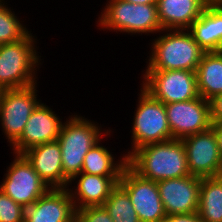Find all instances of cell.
I'll return each instance as SVG.
<instances>
[{"label":"cell","mask_w":222,"mask_h":222,"mask_svg":"<svg viewBox=\"0 0 222 222\" xmlns=\"http://www.w3.org/2000/svg\"><path fill=\"white\" fill-rule=\"evenodd\" d=\"M127 165L140 177L154 182L191 175L185 147L178 139L150 143L134 150L127 157Z\"/></svg>","instance_id":"1"},{"label":"cell","mask_w":222,"mask_h":222,"mask_svg":"<svg viewBox=\"0 0 222 222\" xmlns=\"http://www.w3.org/2000/svg\"><path fill=\"white\" fill-rule=\"evenodd\" d=\"M167 34L154 40L146 70H197L205 51L189 30H163ZM172 31V32H171ZM169 32V33H168Z\"/></svg>","instance_id":"2"},{"label":"cell","mask_w":222,"mask_h":222,"mask_svg":"<svg viewBox=\"0 0 222 222\" xmlns=\"http://www.w3.org/2000/svg\"><path fill=\"white\" fill-rule=\"evenodd\" d=\"M98 127L77 115L62 124L57 140L62 154L63 188H67L69 181L81 173L85 155L101 141L102 133Z\"/></svg>","instance_id":"3"},{"label":"cell","mask_w":222,"mask_h":222,"mask_svg":"<svg viewBox=\"0 0 222 222\" xmlns=\"http://www.w3.org/2000/svg\"><path fill=\"white\" fill-rule=\"evenodd\" d=\"M28 33L22 40L0 45V88L20 89L36 83L35 70L39 64L35 40Z\"/></svg>","instance_id":"4"},{"label":"cell","mask_w":222,"mask_h":222,"mask_svg":"<svg viewBox=\"0 0 222 222\" xmlns=\"http://www.w3.org/2000/svg\"><path fill=\"white\" fill-rule=\"evenodd\" d=\"M107 4L98 19L103 29L133 34L163 31L157 4H132L123 0H110Z\"/></svg>","instance_id":"5"},{"label":"cell","mask_w":222,"mask_h":222,"mask_svg":"<svg viewBox=\"0 0 222 222\" xmlns=\"http://www.w3.org/2000/svg\"><path fill=\"white\" fill-rule=\"evenodd\" d=\"M139 105L134 116L132 128V151L150 144L173 139L166 115L165 104L153 98L141 88Z\"/></svg>","instance_id":"6"},{"label":"cell","mask_w":222,"mask_h":222,"mask_svg":"<svg viewBox=\"0 0 222 222\" xmlns=\"http://www.w3.org/2000/svg\"><path fill=\"white\" fill-rule=\"evenodd\" d=\"M142 87L153 98L170 104L199 97L195 71L146 70Z\"/></svg>","instance_id":"7"},{"label":"cell","mask_w":222,"mask_h":222,"mask_svg":"<svg viewBox=\"0 0 222 222\" xmlns=\"http://www.w3.org/2000/svg\"><path fill=\"white\" fill-rule=\"evenodd\" d=\"M36 84L20 89H3L0 98V121L3 132L13 145L24 131L31 113L40 103Z\"/></svg>","instance_id":"8"},{"label":"cell","mask_w":222,"mask_h":222,"mask_svg":"<svg viewBox=\"0 0 222 222\" xmlns=\"http://www.w3.org/2000/svg\"><path fill=\"white\" fill-rule=\"evenodd\" d=\"M50 188L23 154L15 155L0 190L24 208L31 206Z\"/></svg>","instance_id":"9"},{"label":"cell","mask_w":222,"mask_h":222,"mask_svg":"<svg viewBox=\"0 0 222 222\" xmlns=\"http://www.w3.org/2000/svg\"><path fill=\"white\" fill-rule=\"evenodd\" d=\"M118 183L127 191L140 222H161L167 216L157 182L140 177L126 165Z\"/></svg>","instance_id":"10"},{"label":"cell","mask_w":222,"mask_h":222,"mask_svg":"<svg viewBox=\"0 0 222 222\" xmlns=\"http://www.w3.org/2000/svg\"><path fill=\"white\" fill-rule=\"evenodd\" d=\"M165 107L173 139L181 140L212 127L210 101L201 96L188 101L165 104Z\"/></svg>","instance_id":"11"},{"label":"cell","mask_w":222,"mask_h":222,"mask_svg":"<svg viewBox=\"0 0 222 222\" xmlns=\"http://www.w3.org/2000/svg\"><path fill=\"white\" fill-rule=\"evenodd\" d=\"M181 140L191 175L199 178L219 176L222 160L217 136L212 127Z\"/></svg>","instance_id":"12"},{"label":"cell","mask_w":222,"mask_h":222,"mask_svg":"<svg viewBox=\"0 0 222 222\" xmlns=\"http://www.w3.org/2000/svg\"><path fill=\"white\" fill-rule=\"evenodd\" d=\"M201 178L189 175L157 182L166 215L198 212Z\"/></svg>","instance_id":"13"},{"label":"cell","mask_w":222,"mask_h":222,"mask_svg":"<svg viewBox=\"0 0 222 222\" xmlns=\"http://www.w3.org/2000/svg\"><path fill=\"white\" fill-rule=\"evenodd\" d=\"M62 124L51 108L39 103L31 113L20 138L12 145L13 153L23 154L32 147L57 140Z\"/></svg>","instance_id":"14"},{"label":"cell","mask_w":222,"mask_h":222,"mask_svg":"<svg viewBox=\"0 0 222 222\" xmlns=\"http://www.w3.org/2000/svg\"><path fill=\"white\" fill-rule=\"evenodd\" d=\"M76 210L69 190L50 188L25 208L24 222H75Z\"/></svg>","instance_id":"15"},{"label":"cell","mask_w":222,"mask_h":222,"mask_svg":"<svg viewBox=\"0 0 222 222\" xmlns=\"http://www.w3.org/2000/svg\"><path fill=\"white\" fill-rule=\"evenodd\" d=\"M23 155L49 188H63L62 154L58 140L32 147Z\"/></svg>","instance_id":"16"},{"label":"cell","mask_w":222,"mask_h":222,"mask_svg":"<svg viewBox=\"0 0 222 222\" xmlns=\"http://www.w3.org/2000/svg\"><path fill=\"white\" fill-rule=\"evenodd\" d=\"M79 175L81 176L77 181L74 193L68 188L75 210L87 206L103 205L120 180V177H106L81 172L74 176L69 183H72Z\"/></svg>","instance_id":"17"},{"label":"cell","mask_w":222,"mask_h":222,"mask_svg":"<svg viewBox=\"0 0 222 222\" xmlns=\"http://www.w3.org/2000/svg\"><path fill=\"white\" fill-rule=\"evenodd\" d=\"M206 5L204 0H158V19L162 30H188Z\"/></svg>","instance_id":"18"},{"label":"cell","mask_w":222,"mask_h":222,"mask_svg":"<svg viewBox=\"0 0 222 222\" xmlns=\"http://www.w3.org/2000/svg\"><path fill=\"white\" fill-rule=\"evenodd\" d=\"M188 30L205 52L222 51V5H206Z\"/></svg>","instance_id":"19"},{"label":"cell","mask_w":222,"mask_h":222,"mask_svg":"<svg viewBox=\"0 0 222 222\" xmlns=\"http://www.w3.org/2000/svg\"><path fill=\"white\" fill-rule=\"evenodd\" d=\"M199 96L211 101L222 94V51L205 52L196 70Z\"/></svg>","instance_id":"20"},{"label":"cell","mask_w":222,"mask_h":222,"mask_svg":"<svg viewBox=\"0 0 222 222\" xmlns=\"http://www.w3.org/2000/svg\"><path fill=\"white\" fill-rule=\"evenodd\" d=\"M198 215L202 222H222V179L201 178Z\"/></svg>","instance_id":"21"},{"label":"cell","mask_w":222,"mask_h":222,"mask_svg":"<svg viewBox=\"0 0 222 222\" xmlns=\"http://www.w3.org/2000/svg\"><path fill=\"white\" fill-rule=\"evenodd\" d=\"M117 164L113 155L98 142L85 155L81 172L106 176L120 177L123 168L127 165V157L123 155Z\"/></svg>","instance_id":"22"},{"label":"cell","mask_w":222,"mask_h":222,"mask_svg":"<svg viewBox=\"0 0 222 222\" xmlns=\"http://www.w3.org/2000/svg\"><path fill=\"white\" fill-rule=\"evenodd\" d=\"M103 206L114 222H140L127 191L118 183Z\"/></svg>","instance_id":"23"},{"label":"cell","mask_w":222,"mask_h":222,"mask_svg":"<svg viewBox=\"0 0 222 222\" xmlns=\"http://www.w3.org/2000/svg\"><path fill=\"white\" fill-rule=\"evenodd\" d=\"M0 0V45L22 40L29 31Z\"/></svg>","instance_id":"24"},{"label":"cell","mask_w":222,"mask_h":222,"mask_svg":"<svg viewBox=\"0 0 222 222\" xmlns=\"http://www.w3.org/2000/svg\"><path fill=\"white\" fill-rule=\"evenodd\" d=\"M25 208L0 190V222H24Z\"/></svg>","instance_id":"25"},{"label":"cell","mask_w":222,"mask_h":222,"mask_svg":"<svg viewBox=\"0 0 222 222\" xmlns=\"http://www.w3.org/2000/svg\"><path fill=\"white\" fill-rule=\"evenodd\" d=\"M75 222H114L103 205L87 206L76 210Z\"/></svg>","instance_id":"26"},{"label":"cell","mask_w":222,"mask_h":222,"mask_svg":"<svg viewBox=\"0 0 222 222\" xmlns=\"http://www.w3.org/2000/svg\"><path fill=\"white\" fill-rule=\"evenodd\" d=\"M161 222H202L197 212L166 216Z\"/></svg>","instance_id":"27"},{"label":"cell","mask_w":222,"mask_h":222,"mask_svg":"<svg viewBox=\"0 0 222 222\" xmlns=\"http://www.w3.org/2000/svg\"><path fill=\"white\" fill-rule=\"evenodd\" d=\"M212 121L222 122V94L210 101Z\"/></svg>","instance_id":"28"},{"label":"cell","mask_w":222,"mask_h":222,"mask_svg":"<svg viewBox=\"0 0 222 222\" xmlns=\"http://www.w3.org/2000/svg\"><path fill=\"white\" fill-rule=\"evenodd\" d=\"M212 128L217 136L219 152L222 160V122L213 121Z\"/></svg>","instance_id":"29"},{"label":"cell","mask_w":222,"mask_h":222,"mask_svg":"<svg viewBox=\"0 0 222 222\" xmlns=\"http://www.w3.org/2000/svg\"><path fill=\"white\" fill-rule=\"evenodd\" d=\"M132 4H157L158 0H123Z\"/></svg>","instance_id":"30"},{"label":"cell","mask_w":222,"mask_h":222,"mask_svg":"<svg viewBox=\"0 0 222 222\" xmlns=\"http://www.w3.org/2000/svg\"><path fill=\"white\" fill-rule=\"evenodd\" d=\"M207 5H222V0H204Z\"/></svg>","instance_id":"31"},{"label":"cell","mask_w":222,"mask_h":222,"mask_svg":"<svg viewBox=\"0 0 222 222\" xmlns=\"http://www.w3.org/2000/svg\"><path fill=\"white\" fill-rule=\"evenodd\" d=\"M219 176L221 177V179H222V169H221V171H220V174H219Z\"/></svg>","instance_id":"32"},{"label":"cell","mask_w":222,"mask_h":222,"mask_svg":"<svg viewBox=\"0 0 222 222\" xmlns=\"http://www.w3.org/2000/svg\"><path fill=\"white\" fill-rule=\"evenodd\" d=\"M2 91H3V89L0 88V98H1Z\"/></svg>","instance_id":"33"}]
</instances>
